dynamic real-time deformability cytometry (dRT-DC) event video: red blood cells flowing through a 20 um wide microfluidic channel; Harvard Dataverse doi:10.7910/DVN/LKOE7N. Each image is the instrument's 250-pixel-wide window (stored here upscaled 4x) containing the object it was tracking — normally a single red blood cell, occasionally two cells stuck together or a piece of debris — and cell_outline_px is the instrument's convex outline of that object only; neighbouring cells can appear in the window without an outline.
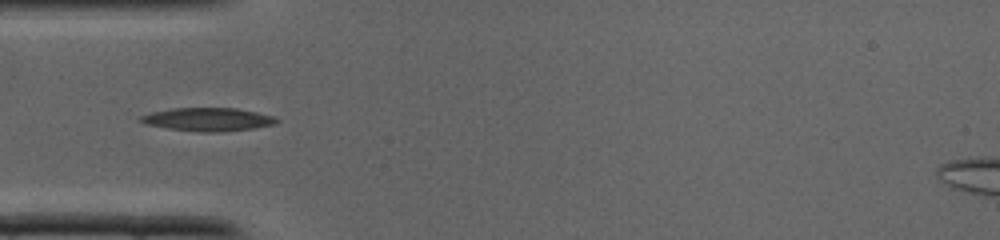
{"species": "common noctule bat (a hibernating species)", "species_latin": "Nyctalus noctula", "temperature_condition": "cold", "stored_images_in_passage": 36, "camera_frame_rate_fps": 3000, "um_per_image_px": 0.085, "animal": {"sex": "male", "body_mass_g": 19.0, "forearm_length_mm": 50.8}, "frame": {"image": 1, "passage_image": 10, "time_ms": 3.0, "image_size_px": [1000, 240], "cell_outline_px": [[280, 120], [272, 124], [252, 128], [216, 132], [200, 132], [168, 128], [144, 124], [140, 120], [140, 116], [152, 112], [172, 108], [236, 108], [256, 112], [272, 116]], "centroid_in_image_um": [17.63, 10.14], "position_along_channel_um": 67.4, "area_um2": 18.15}}
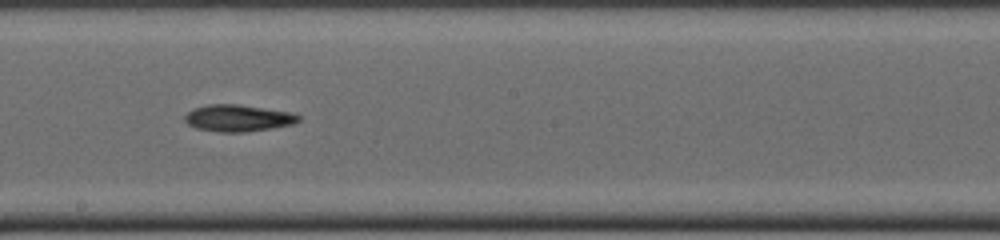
{"frame": {"image": 2, "passage_image": 19, "time_ms": 6.0, "image_size_px": [1000, 240], "cell_outline_px": [[300, 120], [292, 124], [272, 128], [244, 132], [220, 132], [196, 128], [188, 124], [184, 120], [184, 116], [188, 112], [196, 108], [208, 104], [240, 104], [292, 112], [300, 116]], "centroid_in_image_um": [20.24, 10.03], "position_along_channel_um": 228.0, "area_um2": 17.74}}
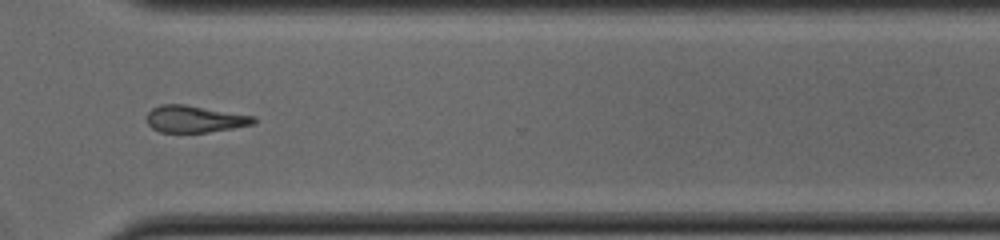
{"frame": {"image": 3, "passage_image": 26, "time_ms": 8.333, "image_size_px": [1000, 240], "cell_outline_px": [[256, 124], [208, 132], [160, 132], [152, 128], [148, 124], [144, 116], [152, 108], [160, 104], [184, 104], [256, 116]], "centroid_in_image_um": [16.53, 10.11], "position_along_channel_um": 354.1, "area_um2": 16.94}}